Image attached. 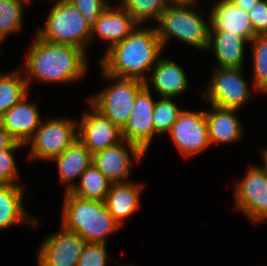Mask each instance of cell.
Segmentation results:
<instances>
[{"mask_svg":"<svg viewBox=\"0 0 267 266\" xmlns=\"http://www.w3.org/2000/svg\"><path fill=\"white\" fill-rule=\"evenodd\" d=\"M182 111L172 98L157 99L152 115L155 134L159 137L167 134Z\"/></svg>","mask_w":267,"mask_h":266,"instance_id":"f1b7e54d","label":"cell"},{"mask_svg":"<svg viewBox=\"0 0 267 266\" xmlns=\"http://www.w3.org/2000/svg\"><path fill=\"white\" fill-rule=\"evenodd\" d=\"M58 233L49 234L37 253L38 266H77L86 241L60 226Z\"/></svg>","mask_w":267,"mask_h":266,"instance_id":"4fadbf2b","label":"cell"},{"mask_svg":"<svg viewBox=\"0 0 267 266\" xmlns=\"http://www.w3.org/2000/svg\"><path fill=\"white\" fill-rule=\"evenodd\" d=\"M25 188L21 184H0V230L15 225H28L36 228L38 218L28 214L25 208Z\"/></svg>","mask_w":267,"mask_h":266,"instance_id":"ffe728a7","label":"cell"},{"mask_svg":"<svg viewBox=\"0 0 267 266\" xmlns=\"http://www.w3.org/2000/svg\"><path fill=\"white\" fill-rule=\"evenodd\" d=\"M238 7L243 8L247 12L259 1V0H229Z\"/></svg>","mask_w":267,"mask_h":266,"instance_id":"e575fe53","label":"cell"},{"mask_svg":"<svg viewBox=\"0 0 267 266\" xmlns=\"http://www.w3.org/2000/svg\"><path fill=\"white\" fill-rule=\"evenodd\" d=\"M63 197L61 226L87 243L107 244L108 237L120 229L105 202L82 199L70 192Z\"/></svg>","mask_w":267,"mask_h":266,"instance_id":"3957f363","label":"cell"},{"mask_svg":"<svg viewBox=\"0 0 267 266\" xmlns=\"http://www.w3.org/2000/svg\"><path fill=\"white\" fill-rule=\"evenodd\" d=\"M92 26L99 15L110 5L108 0H68Z\"/></svg>","mask_w":267,"mask_h":266,"instance_id":"1f68e13d","label":"cell"},{"mask_svg":"<svg viewBox=\"0 0 267 266\" xmlns=\"http://www.w3.org/2000/svg\"><path fill=\"white\" fill-rule=\"evenodd\" d=\"M80 182V183H79ZM79 182L70 191L76 197L105 202L112 182L92 163L80 176Z\"/></svg>","mask_w":267,"mask_h":266,"instance_id":"cb8c5ba5","label":"cell"},{"mask_svg":"<svg viewBox=\"0 0 267 266\" xmlns=\"http://www.w3.org/2000/svg\"><path fill=\"white\" fill-rule=\"evenodd\" d=\"M247 13L256 36L267 35V0H259Z\"/></svg>","mask_w":267,"mask_h":266,"instance_id":"d6a6232c","label":"cell"},{"mask_svg":"<svg viewBox=\"0 0 267 266\" xmlns=\"http://www.w3.org/2000/svg\"><path fill=\"white\" fill-rule=\"evenodd\" d=\"M22 68L0 72V117L28 95V87Z\"/></svg>","mask_w":267,"mask_h":266,"instance_id":"d4e9b609","label":"cell"},{"mask_svg":"<svg viewBox=\"0 0 267 266\" xmlns=\"http://www.w3.org/2000/svg\"><path fill=\"white\" fill-rule=\"evenodd\" d=\"M26 95L0 117V124L16 141L24 144L33 138L43 119L39 115L36 101H27Z\"/></svg>","mask_w":267,"mask_h":266,"instance_id":"2e32d148","label":"cell"},{"mask_svg":"<svg viewBox=\"0 0 267 266\" xmlns=\"http://www.w3.org/2000/svg\"><path fill=\"white\" fill-rule=\"evenodd\" d=\"M77 139V121L70 118L42 120L30 144L29 157L50 161L63 153Z\"/></svg>","mask_w":267,"mask_h":266,"instance_id":"ba28073f","label":"cell"},{"mask_svg":"<svg viewBox=\"0 0 267 266\" xmlns=\"http://www.w3.org/2000/svg\"><path fill=\"white\" fill-rule=\"evenodd\" d=\"M32 0H0V45L23 26L24 6Z\"/></svg>","mask_w":267,"mask_h":266,"instance_id":"484cf974","label":"cell"},{"mask_svg":"<svg viewBox=\"0 0 267 266\" xmlns=\"http://www.w3.org/2000/svg\"><path fill=\"white\" fill-rule=\"evenodd\" d=\"M168 6H176V5H183V6H197L198 0H165Z\"/></svg>","mask_w":267,"mask_h":266,"instance_id":"d590c367","label":"cell"},{"mask_svg":"<svg viewBox=\"0 0 267 266\" xmlns=\"http://www.w3.org/2000/svg\"><path fill=\"white\" fill-rule=\"evenodd\" d=\"M107 244L86 243L78 259L77 266H107L109 258Z\"/></svg>","mask_w":267,"mask_h":266,"instance_id":"4dcf8cb0","label":"cell"},{"mask_svg":"<svg viewBox=\"0 0 267 266\" xmlns=\"http://www.w3.org/2000/svg\"><path fill=\"white\" fill-rule=\"evenodd\" d=\"M152 89L144 87L136 96L131 115L121 129L122 138L129 143L137 145L145 154L152 144L154 132L153 111L156 104L152 96Z\"/></svg>","mask_w":267,"mask_h":266,"instance_id":"7c38bea8","label":"cell"},{"mask_svg":"<svg viewBox=\"0 0 267 266\" xmlns=\"http://www.w3.org/2000/svg\"><path fill=\"white\" fill-rule=\"evenodd\" d=\"M261 155H262V159H263V165L260 166L264 171L267 172V146L264 148H261Z\"/></svg>","mask_w":267,"mask_h":266,"instance_id":"8d00e7d4","label":"cell"},{"mask_svg":"<svg viewBox=\"0 0 267 266\" xmlns=\"http://www.w3.org/2000/svg\"><path fill=\"white\" fill-rule=\"evenodd\" d=\"M247 43L246 38L235 33L210 31L207 50H213L218 68H243Z\"/></svg>","mask_w":267,"mask_h":266,"instance_id":"603a6c76","label":"cell"},{"mask_svg":"<svg viewBox=\"0 0 267 266\" xmlns=\"http://www.w3.org/2000/svg\"><path fill=\"white\" fill-rule=\"evenodd\" d=\"M119 4L128 11L138 25L150 19L158 22L160 15L168 6L165 0H120Z\"/></svg>","mask_w":267,"mask_h":266,"instance_id":"83f0119b","label":"cell"},{"mask_svg":"<svg viewBox=\"0 0 267 266\" xmlns=\"http://www.w3.org/2000/svg\"><path fill=\"white\" fill-rule=\"evenodd\" d=\"M137 25L126 9L110 4L92 25L90 44L97 36L107 42V51L113 45L122 42Z\"/></svg>","mask_w":267,"mask_h":266,"instance_id":"e0dca14e","label":"cell"},{"mask_svg":"<svg viewBox=\"0 0 267 266\" xmlns=\"http://www.w3.org/2000/svg\"><path fill=\"white\" fill-rule=\"evenodd\" d=\"M26 57L23 72L28 89L33 80L70 84L84 78L89 69L87 53L82 49L45 41L37 35Z\"/></svg>","mask_w":267,"mask_h":266,"instance_id":"6da1fadb","label":"cell"},{"mask_svg":"<svg viewBox=\"0 0 267 266\" xmlns=\"http://www.w3.org/2000/svg\"><path fill=\"white\" fill-rule=\"evenodd\" d=\"M146 154L135 144L122 140L116 145L93 154L92 163L112 183L130 182L133 161L139 162ZM134 158V159H133Z\"/></svg>","mask_w":267,"mask_h":266,"instance_id":"8fae6325","label":"cell"},{"mask_svg":"<svg viewBox=\"0 0 267 266\" xmlns=\"http://www.w3.org/2000/svg\"><path fill=\"white\" fill-rule=\"evenodd\" d=\"M234 207L254 224L267 220V172L250 165L234 185Z\"/></svg>","mask_w":267,"mask_h":266,"instance_id":"9c48e42d","label":"cell"},{"mask_svg":"<svg viewBox=\"0 0 267 266\" xmlns=\"http://www.w3.org/2000/svg\"><path fill=\"white\" fill-rule=\"evenodd\" d=\"M254 87L259 93H267V35L256 36L251 42Z\"/></svg>","mask_w":267,"mask_h":266,"instance_id":"4316f807","label":"cell"},{"mask_svg":"<svg viewBox=\"0 0 267 266\" xmlns=\"http://www.w3.org/2000/svg\"><path fill=\"white\" fill-rule=\"evenodd\" d=\"M53 3L44 27H38L35 35L45 41L78 47L86 53L92 26L68 0Z\"/></svg>","mask_w":267,"mask_h":266,"instance_id":"5b68a950","label":"cell"},{"mask_svg":"<svg viewBox=\"0 0 267 266\" xmlns=\"http://www.w3.org/2000/svg\"><path fill=\"white\" fill-rule=\"evenodd\" d=\"M164 48L156 28L137 27L100 57V68L110 76L145 81Z\"/></svg>","mask_w":267,"mask_h":266,"instance_id":"7a4b0ae2","label":"cell"},{"mask_svg":"<svg viewBox=\"0 0 267 266\" xmlns=\"http://www.w3.org/2000/svg\"><path fill=\"white\" fill-rule=\"evenodd\" d=\"M93 154L77 139L59 156L51 161L57 164L60 183L66 185L65 192H70L76 185V178L92 164Z\"/></svg>","mask_w":267,"mask_h":266,"instance_id":"7402d4cb","label":"cell"},{"mask_svg":"<svg viewBox=\"0 0 267 266\" xmlns=\"http://www.w3.org/2000/svg\"><path fill=\"white\" fill-rule=\"evenodd\" d=\"M16 141L0 124V150L10 148Z\"/></svg>","mask_w":267,"mask_h":266,"instance_id":"836d02e7","label":"cell"},{"mask_svg":"<svg viewBox=\"0 0 267 266\" xmlns=\"http://www.w3.org/2000/svg\"><path fill=\"white\" fill-rule=\"evenodd\" d=\"M202 14L196 10V6H167L155 26L163 48L169 40L176 38L182 43L206 52L209 43L210 18H208V24Z\"/></svg>","mask_w":267,"mask_h":266,"instance_id":"277c9868","label":"cell"},{"mask_svg":"<svg viewBox=\"0 0 267 266\" xmlns=\"http://www.w3.org/2000/svg\"><path fill=\"white\" fill-rule=\"evenodd\" d=\"M161 56L156 65L151 69L149 80L144 81V86L158 97L174 98L186 92L189 88V78L181 64H177L168 57ZM151 85H150V84Z\"/></svg>","mask_w":267,"mask_h":266,"instance_id":"9a60e30c","label":"cell"},{"mask_svg":"<svg viewBox=\"0 0 267 266\" xmlns=\"http://www.w3.org/2000/svg\"><path fill=\"white\" fill-rule=\"evenodd\" d=\"M91 111L83 113L77 123V137L94 154L123 140L121 129L90 102Z\"/></svg>","mask_w":267,"mask_h":266,"instance_id":"5bb4252c","label":"cell"},{"mask_svg":"<svg viewBox=\"0 0 267 266\" xmlns=\"http://www.w3.org/2000/svg\"><path fill=\"white\" fill-rule=\"evenodd\" d=\"M173 144L185 158L211 147L205 111L183 110L168 132Z\"/></svg>","mask_w":267,"mask_h":266,"instance_id":"30bf717a","label":"cell"},{"mask_svg":"<svg viewBox=\"0 0 267 266\" xmlns=\"http://www.w3.org/2000/svg\"><path fill=\"white\" fill-rule=\"evenodd\" d=\"M23 146L25 145L15 142L10 148L0 150V184H20L14 153Z\"/></svg>","mask_w":267,"mask_h":266,"instance_id":"f546056e","label":"cell"},{"mask_svg":"<svg viewBox=\"0 0 267 266\" xmlns=\"http://www.w3.org/2000/svg\"><path fill=\"white\" fill-rule=\"evenodd\" d=\"M102 77L112 80L111 85L105 87L96 95L89 96L90 102L113 124L122 129L127 123L137 94L145 87L144 82L137 79L118 78L105 73L102 69Z\"/></svg>","mask_w":267,"mask_h":266,"instance_id":"8992f818","label":"cell"},{"mask_svg":"<svg viewBox=\"0 0 267 266\" xmlns=\"http://www.w3.org/2000/svg\"><path fill=\"white\" fill-rule=\"evenodd\" d=\"M210 107V111H205L210 145H227L241 141L244 128L241 125V120L235 114L238 110L214 105Z\"/></svg>","mask_w":267,"mask_h":266,"instance_id":"d6986e66","label":"cell"},{"mask_svg":"<svg viewBox=\"0 0 267 266\" xmlns=\"http://www.w3.org/2000/svg\"><path fill=\"white\" fill-rule=\"evenodd\" d=\"M144 184L134 181L112 183L105 205L115 221L122 227L125 220L139 211Z\"/></svg>","mask_w":267,"mask_h":266,"instance_id":"44dd1931","label":"cell"},{"mask_svg":"<svg viewBox=\"0 0 267 266\" xmlns=\"http://www.w3.org/2000/svg\"><path fill=\"white\" fill-rule=\"evenodd\" d=\"M210 11V31H228L246 38L249 43L256 37L246 10L229 0H218Z\"/></svg>","mask_w":267,"mask_h":266,"instance_id":"ac0fdd59","label":"cell"},{"mask_svg":"<svg viewBox=\"0 0 267 266\" xmlns=\"http://www.w3.org/2000/svg\"><path fill=\"white\" fill-rule=\"evenodd\" d=\"M212 71L209 84L202 93L208 105L239 110L250 101L254 92H259L253 83L249 85L245 80L243 68L215 67Z\"/></svg>","mask_w":267,"mask_h":266,"instance_id":"52a82bcc","label":"cell"}]
</instances>
